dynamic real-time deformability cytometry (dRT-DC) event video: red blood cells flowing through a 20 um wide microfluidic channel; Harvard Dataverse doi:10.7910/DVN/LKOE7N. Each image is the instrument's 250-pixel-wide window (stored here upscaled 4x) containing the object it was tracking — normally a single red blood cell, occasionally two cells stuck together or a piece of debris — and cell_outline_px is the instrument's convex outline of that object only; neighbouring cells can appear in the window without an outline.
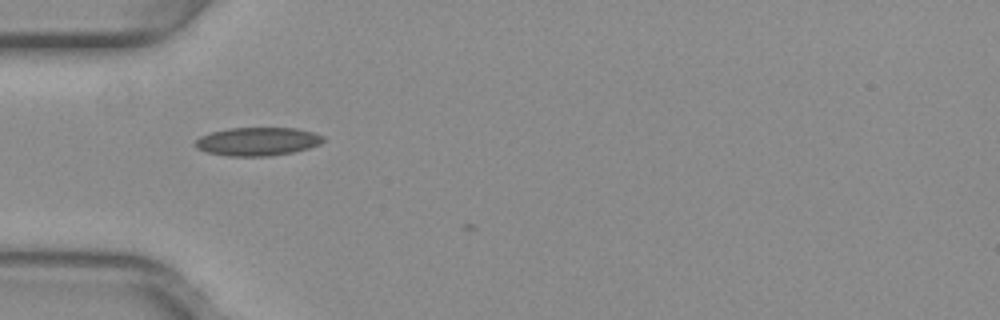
{"species": "common noctule bat (a hibernating species)", "species_latin": "Nyctalus noctula", "temperature_condition": "warm", "stored_images_in_passage": 2, "camera_frame_rate_fps": 3000, "um_per_image_px": 0.085, "animal": {"sex": "female", "body_mass_g": 29.2, "forearm_length_mm": 56.3}, "frame": {"image": 1, "passage_image": 1, "time_ms": 0.0, "image_size_px": [1000, 320], "cell_outline_px": [[324, 140], [320, 144], [308, 148], [292, 152], [268, 156], [228, 156], [208, 152], [196, 148], [192, 144], [200, 136], [212, 132], [228, 128], [296, 128], [312, 132], [324, 136]], "centroid_in_image_um": [21.87, 12.02], "position_along_channel_um": 63.1, "area_um2": 21.1}}